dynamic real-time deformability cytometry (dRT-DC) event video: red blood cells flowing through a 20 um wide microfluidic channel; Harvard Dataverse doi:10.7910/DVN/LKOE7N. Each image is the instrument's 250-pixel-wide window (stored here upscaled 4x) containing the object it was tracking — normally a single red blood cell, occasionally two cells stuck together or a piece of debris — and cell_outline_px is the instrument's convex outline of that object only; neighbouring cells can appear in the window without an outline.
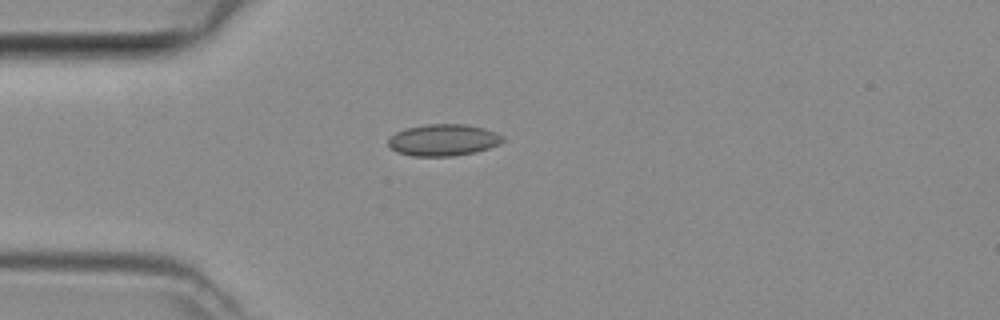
{"species": "common noctule bat (a hibernating species)", "species_latin": "Nyctalus noctula", "temperature_condition": "room temperature", "stored_images_in_passage": 1, "camera_frame_rate_fps": 3000, "um_per_image_px": 0.085, "animal": {"sex": "female", "body_mass_g": 29.2, "forearm_length_mm": 56.3}, "frame": {"image": 1, "passage_image": 1, "time_ms": 0.0, "image_size_px": [1000, 320], "cell_outline_px": [[504, 140], [500, 144], [476, 152], [452, 156], [412, 156], [396, 152], [388, 148], [388, 140], [396, 132], [408, 128], [428, 124], [464, 124], [484, 128], [496, 132], [504, 136]], "centroid_in_image_um": [37.69, 11.91], "position_along_channel_um": 47.3, "area_um2": 21.21}}